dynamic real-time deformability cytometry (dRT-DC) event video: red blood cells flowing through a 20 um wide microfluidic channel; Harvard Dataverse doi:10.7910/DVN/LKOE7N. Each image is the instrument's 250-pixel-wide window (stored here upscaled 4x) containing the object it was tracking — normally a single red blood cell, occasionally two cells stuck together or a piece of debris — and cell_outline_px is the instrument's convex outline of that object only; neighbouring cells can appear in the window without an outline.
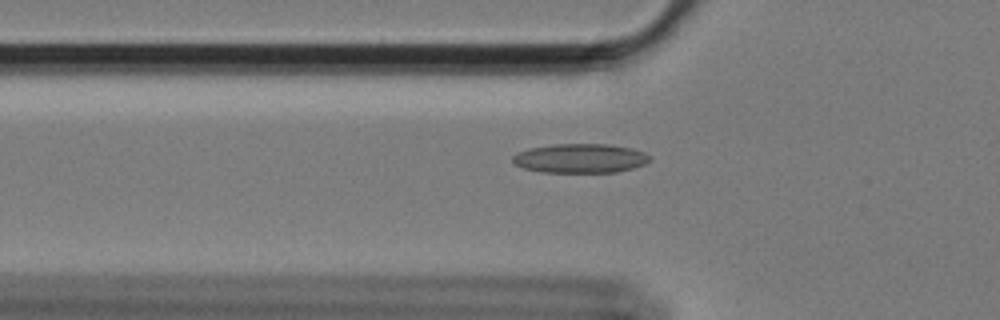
{"species": "Egyptian fruit bat (a non-hibernating species)", "species_latin": "Rousettus aegyptiacus", "temperature_condition": "cold", "stored_images_in_passage": 59, "camera_frame_rate_fps": 3000, "um_per_image_px": 0.085, "animal": {"sex": "female"}, "frame": {"image": 1, "passage_image": 20, "time_ms": 6.333, "image_size_px": [1000, 320], "cell_outline_px": [[652, 160], [644, 164], [632, 168], [616, 172], [544, 172], [524, 168], [512, 164], [512, 156], [516, 152], [528, 148], [552, 144], [608, 144], [632, 148], [644, 152], [652, 156]], "centroid_in_image_um": [49.31, 13.45], "position_along_channel_um": 76.5, "area_um2": 23.58}}
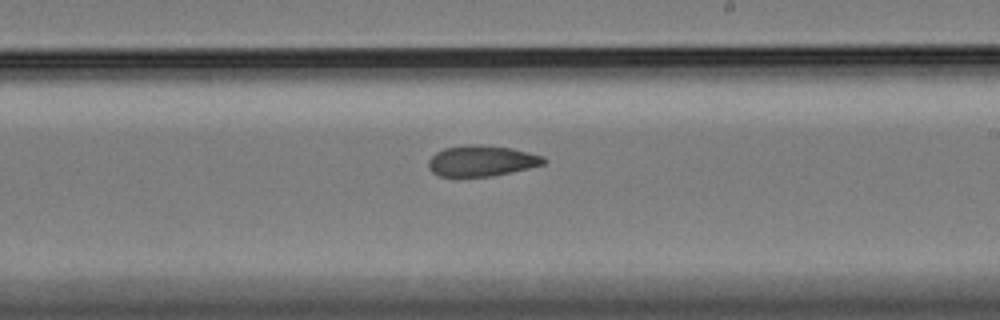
{"frame": {"image": 2, "passage_image": 35, "time_ms": 11.333, "image_size_px": [1000, 320], "cell_outline_px": [[548, 160], [544, 164], [512, 172], [492, 176], [440, 176], [432, 172], [428, 168], [428, 160], [436, 152], [444, 148], [464, 144], [480, 144], [512, 148], [544, 156]], "centroid_in_image_um": [40.94, 13.66], "position_along_channel_um": 248.1, "area_um2": 20.87}}
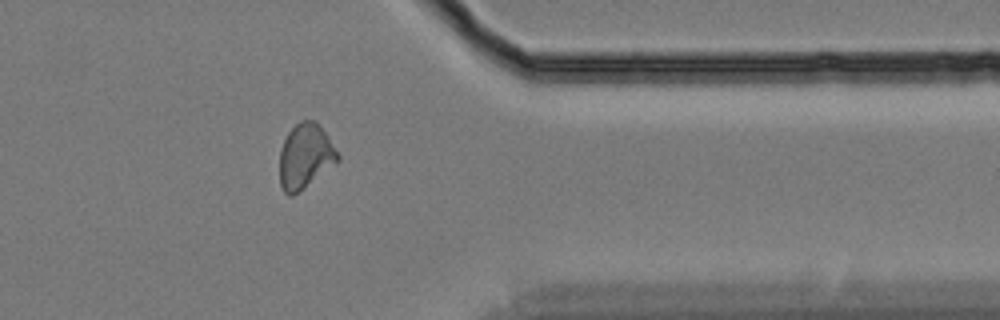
{"frame": {"image": 3, "passage_image": 48, "time_ms": 15.667, "image_size_px": [1000, 320], "cell_outline_px": [[340, 160], [292, 196], [288, 196], [284, 192], [280, 184], [280, 148], [288, 132], [300, 120], [316, 120], [328, 136], [340, 156]], "centroid_in_image_um": [25.94, 13.25], "position_along_channel_um": 385.5, "area_um2": 21.79}, "authors_computed_cell_mechanics": {"area_um2": 21.675, "velocity_mm_per_s": 3.413, "shape_relaxation_time_tau1_ms": null, "shape_relaxation_time_tau2_ms": 7.6605, "deformation_change_tau1": null, "deformation_change_tau2": 0.1448}}